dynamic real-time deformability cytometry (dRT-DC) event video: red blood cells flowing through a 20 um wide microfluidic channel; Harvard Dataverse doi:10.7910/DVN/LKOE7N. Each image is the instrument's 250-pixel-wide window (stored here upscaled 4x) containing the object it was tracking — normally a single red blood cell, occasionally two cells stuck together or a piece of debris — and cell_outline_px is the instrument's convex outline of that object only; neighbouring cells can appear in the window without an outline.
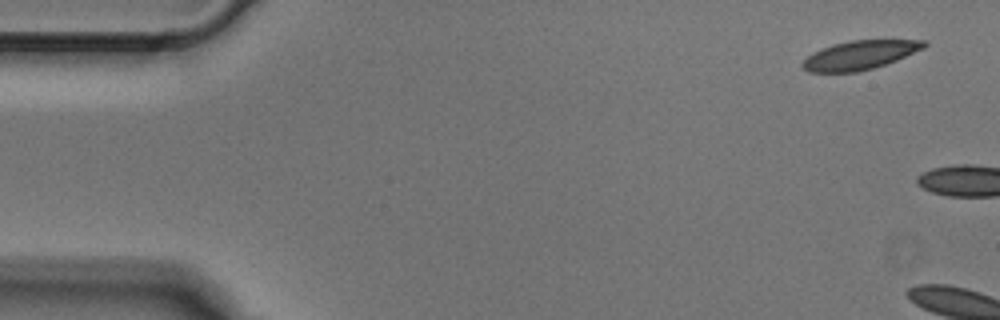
{"species": "Egyptian fruit bat (a non-hibernating species)", "species_latin": "Rousettus aegyptiacus", "temperature_condition": "cold", "stored_images_in_passage": 2, "camera_frame_rate_fps": 3000, "um_per_image_px": 0.085, "animal": {"sex": "male"}, "frame": {"image": 1, "passage_image": 1, "time_ms": 0.0, "image_size_px": [1000, 320], "cell_outline_px": [[928, 44], [924, 48], [896, 60], [872, 68], [856, 72], [808, 72], [800, 64], [808, 56], [832, 44], [852, 40], [928, 40]], "centroid_in_image_um": [73.11, 4.68], "position_along_channel_um": 11.9, "area_um2": 20.17}}